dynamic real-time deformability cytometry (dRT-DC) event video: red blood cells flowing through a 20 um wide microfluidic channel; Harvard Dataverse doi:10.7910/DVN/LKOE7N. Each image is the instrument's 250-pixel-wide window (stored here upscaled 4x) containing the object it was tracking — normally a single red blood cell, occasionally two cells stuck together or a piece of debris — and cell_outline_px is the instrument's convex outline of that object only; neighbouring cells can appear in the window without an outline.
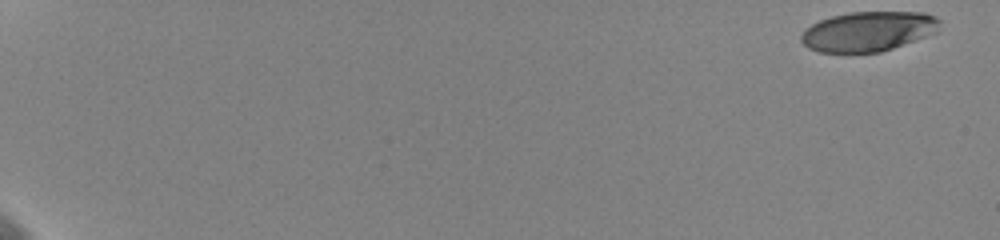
{"species": "human", "species_latin": "Homo sapiens", "temperature_condition": "cold", "stored_images_in_passage": 53, "camera_frame_rate_fps": 3000, "um_per_image_px": 0.085, "donor": {"sex": "female"}, "frame": {"image": 1, "passage_image": 1, "time_ms": 0.0, "image_size_px": [1000, 240], "cell_outline_px": [[940, 20], [936, 32], [892, 48], [880, 52], [820, 52], [808, 48], [800, 40], [800, 36], [812, 24], [820, 20], [832, 16], [852, 12], [924, 12], [936, 16]], "centroid_in_image_um": [73.8, 2.66], "position_along_channel_um": 11.2, "area_um2": 31.79}}
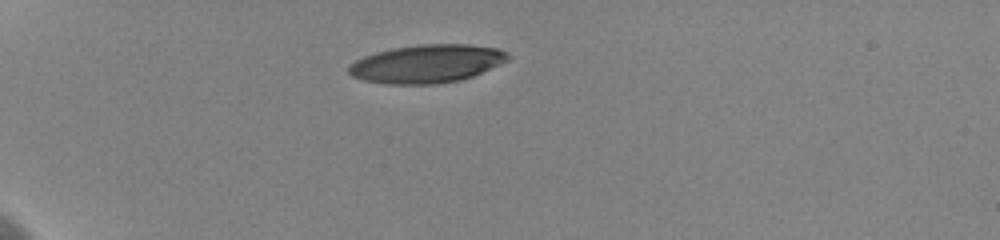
{"frame": {"image": 2, "passage_image": 18, "time_ms": 5.667, "image_size_px": [1000, 240], "cell_outline_px": [[512, 56], [508, 60], [500, 64], [472, 76], [460, 80], [436, 84], [384, 84], [364, 80], [352, 76], [348, 72], [348, 68], [356, 60], [364, 56], [376, 52], [392, 48], [420, 44], [468, 44], [500, 48], [508, 52]], "centroid_in_image_um": [36.31, 5.41], "position_along_channel_um": 48.7, "area_um2": 35.55}}
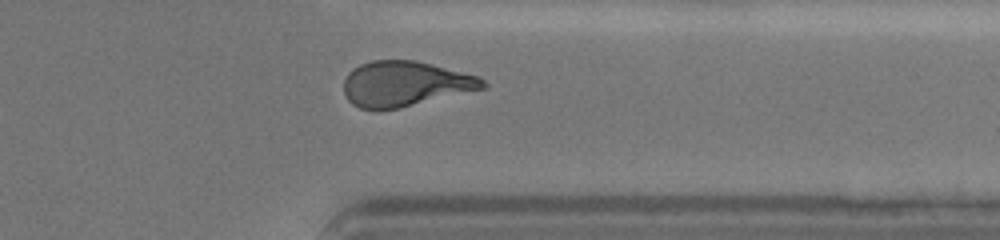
{"frame": {"image": 3, "passage_image": 49, "time_ms": 16.0, "image_size_px": [1000, 240], "cell_outline_px": [[488, 84], [484, 88], [400, 108], [360, 108], [352, 104], [348, 100], [344, 92], [344, 80], [348, 72], [360, 64], [372, 60], [416, 60], [480, 76]], "centroid_in_image_um": [34.44, 7.1], "position_along_channel_um": 377.0, "area_um2": 36.41}, "authors_computed_cell_mechanics": {"area_um2": 36.4718, "velocity_mm_per_s": 3.5999, "shape_relaxation_time_tau1_ms": 4.9534, "shape_relaxation_time_tau2_ms": 3.0481, "deformation_change_tau1": 0.1972, "deformation_change_tau2": 0.1148}}